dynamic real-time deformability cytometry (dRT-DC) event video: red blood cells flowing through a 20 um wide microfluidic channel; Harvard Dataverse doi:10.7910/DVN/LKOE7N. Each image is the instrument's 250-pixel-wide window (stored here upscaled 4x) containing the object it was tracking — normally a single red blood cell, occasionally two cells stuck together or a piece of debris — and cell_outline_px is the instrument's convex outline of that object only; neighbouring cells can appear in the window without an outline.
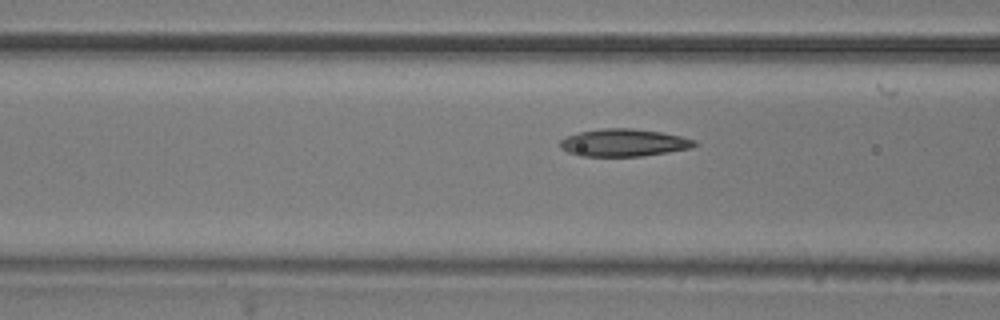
{"species": "common noctule bat (a hibernating species)", "species_latin": "Nyctalus noctula", "temperature_condition": "room temperature", "stored_images_in_passage": 14, "camera_frame_rate_fps": 3000, "um_per_image_px": 0.085, "animal": {"sex": "male", "body_mass_g": 20.5, "forearm_length_mm": 52.5}, "frame": {"image": 1, "passage_image": 12, "time_ms": 3.667, "image_size_px": [1000, 320], "cell_outline_px": [[700, 144], [692, 148], [668, 152], [640, 156], [580, 156], [568, 152], [560, 148], [560, 140], [564, 136], [580, 132], [604, 128], [632, 128], [660, 132], [680, 136], [696, 140]], "centroid_in_image_um": [53.02, 12.13], "position_along_channel_um": 113.6, "area_um2": 21.62}}